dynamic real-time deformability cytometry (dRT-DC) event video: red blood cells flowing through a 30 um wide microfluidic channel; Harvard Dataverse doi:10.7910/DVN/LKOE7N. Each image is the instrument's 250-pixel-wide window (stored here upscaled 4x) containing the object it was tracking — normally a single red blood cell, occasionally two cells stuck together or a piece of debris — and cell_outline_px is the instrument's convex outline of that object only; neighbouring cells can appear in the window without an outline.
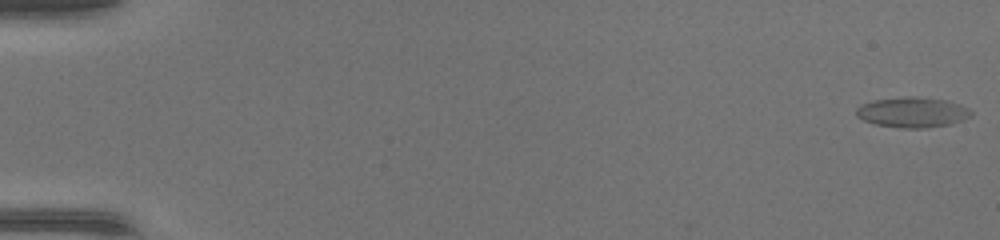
{"species": "common noctule bat (a hibernating species)", "species_latin": "Nyctalus noctula", "temperature_condition": "warm", "stored_images_in_passage": 49, "camera_frame_rate_fps": 3000, "um_per_image_px": 0.085, "animal": {"sex": "female", "body_mass_g": 17.0, "forearm_length_mm": 48.0}, "frame": {"image": 1, "passage_image": 1, "time_ms": 0.0, "image_size_px": [1000, 240], "cell_outline_px": [[972, 116], [948, 124], [924, 128], [900, 128], [876, 124], [864, 120], [856, 116], [856, 108], [860, 104], [872, 100], [908, 96], [912, 96], [944, 100], [960, 104], [968, 108], [972, 112]], "centroid_in_image_um": [77.52, 9.54], "position_along_channel_um": 7.5, "area_um2": 20.17}}
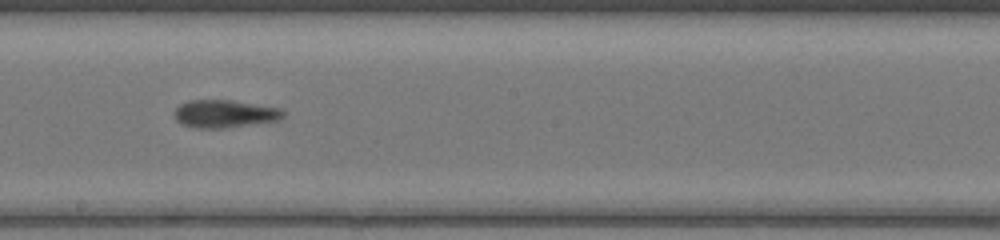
{"frame": {"image": 2, "passage_image": 29, "time_ms": 9.333, "image_size_px": [1000, 240], "cell_outline_px": [[288, 112], [280, 120], [224, 128], [196, 128], [180, 124], [176, 120], [176, 108], [180, 104], [188, 100], [232, 100], [284, 108]], "centroid_in_image_um": [19.17, 9.66], "position_along_channel_um": 229.0, "area_um2": 17.86}}
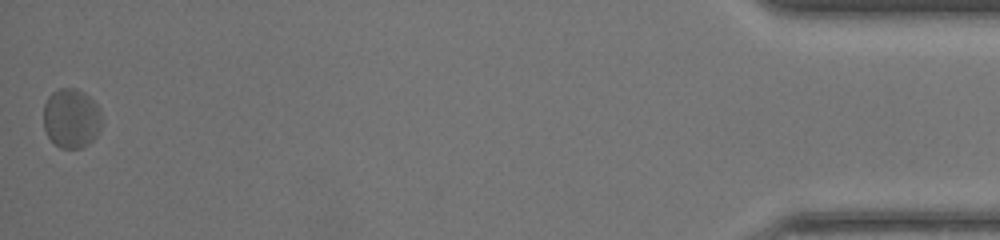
{"frame": {"image": 3, "passage_image": 49, "time_ms": 16.0, "image_size_px": [1000, 240], "cell_outline_px": [[104, 120], [96, 136], [88, 144], [80, 148], [60, 148], [48, 136], [44, 128], [44, 104], [48, 96], [52, 92], [60, 88], [76, 88], [84, 92], [100, 108]], "centroid_in_image_um": [6.08, 10.04], "position_along_channel_um": 429.1, "area_um2": 20.4}, "authors_computed_cell_mechanics": {"area_um2": 17.9758, "velocity_mm_per_s": 4.3507, "shape_relaxation_time_tau1_ms": 2.5046, "shape_relaxation_time_tau2_ms": 2.3134, "deformation_change_tau1": 0.0973, "deformation_change_tau2": 0.0763}}